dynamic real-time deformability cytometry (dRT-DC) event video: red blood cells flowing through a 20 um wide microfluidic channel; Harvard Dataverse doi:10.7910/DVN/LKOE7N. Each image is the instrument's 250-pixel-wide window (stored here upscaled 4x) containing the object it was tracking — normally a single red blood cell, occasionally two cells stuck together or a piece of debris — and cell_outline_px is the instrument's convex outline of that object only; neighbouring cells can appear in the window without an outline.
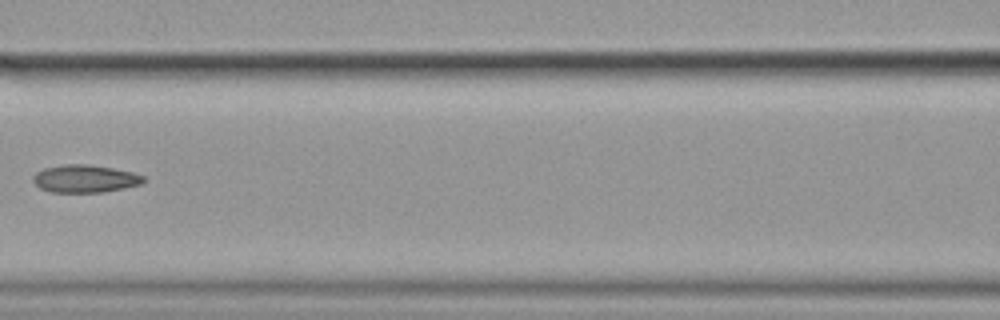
{"species": "common noctule bat (a hibernating species)", "species_latin": "Nyctalus noctula", "temperature_condition": "cold", "stored_images_in_passage": 11, "camera_frame_rate_fps": 3000, "um_per_image_px": 0.085, "animal": {"sex": "female", "body_mass_g": 19.9}, "frame": {"image": 1, "passage_image": 4, "time_ms": 1.0, "image_size_px": [1000, 320], "cell_outline_px": [[144, 180], [140, 184], [124, 188], [104, 192], [52, 192], [40, 188], [32, 180], [32, 176], [36, 172], [44, 168], [64, 164], [88, 164], [112, 168], [132, 172], [144, 176]], "centroid_in_image_um": [7.19, 15.18], "position_along_channel_um": 159.4, "area_um2": 17.74}}
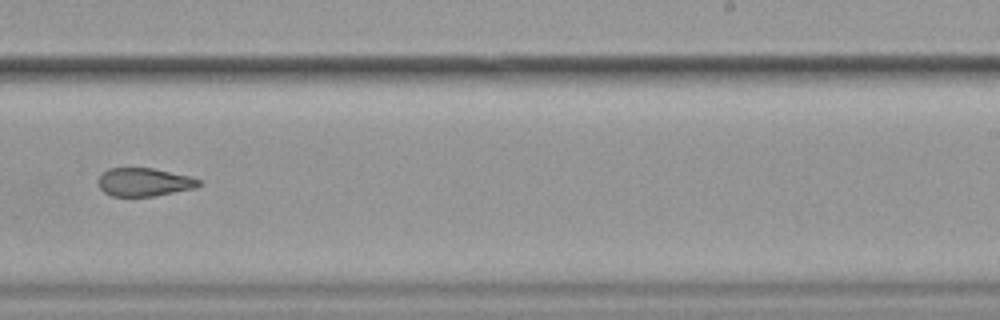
{"frame": {"image": 2, "passage_image": 7, "time_ms": 2.0, "image_size_px": [1000, 320], "cell_outline_px": [[200, 184], [196, 188], [152, 196], [112, 196], [104, 192], [100, 188], [100, 176], [108, 168], [152, 168], [188, 176], [200, 180]], "centroid_in_image_um": [12.25, 15.48], "position_along_channel_um": 276.7, "area_um2": 16.24}}
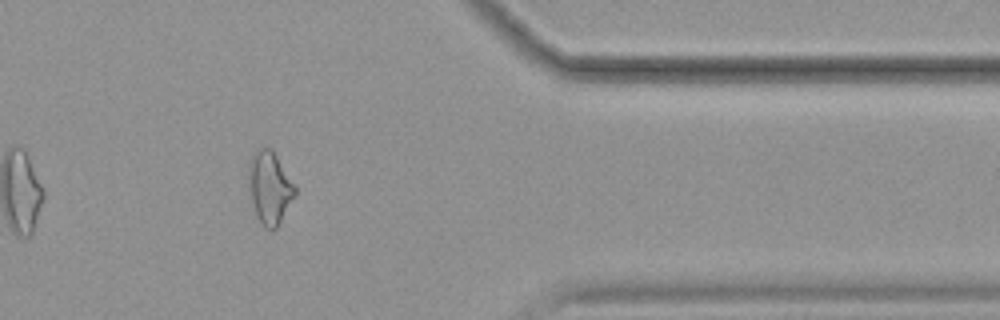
{"frame": {"image": 3, "passage_image": 10, "time_ms": 3.0, "image_size_px": [1000, 320], "cell_outline_px": [[296, 192], [276, 228], [272, 232], [264, 228], [256, 216], [248, 188], [248, 160], [260, 148], [268, 148], [276, 156], [296, 184]], "centroid_in_image_um": [22.9, 15.97], "position_along_channel_um": 388.5, "area_um2": 19.54}}